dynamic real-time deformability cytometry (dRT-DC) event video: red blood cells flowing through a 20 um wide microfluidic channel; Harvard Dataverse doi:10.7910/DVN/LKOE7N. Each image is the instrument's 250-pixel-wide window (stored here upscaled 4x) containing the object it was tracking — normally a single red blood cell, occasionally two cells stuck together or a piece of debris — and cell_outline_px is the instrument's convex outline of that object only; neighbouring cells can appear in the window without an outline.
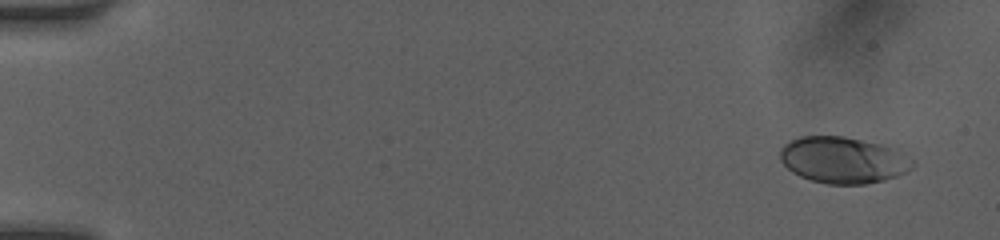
{"species": "human", "species_latin": "Homo sapiens", "temperature_condition": "room temperature", "stored_images_in_passage": 7, "camera_frame_rate_fps": 3000, "um_per_image_px": 0.085, "donor": {"sex": "female"}, "frame": {"image": 1, "passage_image": 1, "time_ms": 0.0, "image_size_px": [1000, 240], "cell_outline_px": [[916, 164], [904, 172], [896, 176], [884, 180], [864, 184], [828, 184], [812, 180], [800, 176], [792, 172], [780, 160], [780, 148], [784, 144], [800, 136], [844, 136], [880, 144], [892, 148], [912, 160]], "centroid_in_image_um": [71.62, 13.6], "position_along_channel_um": 13.4, "area_um2": 35.49}}
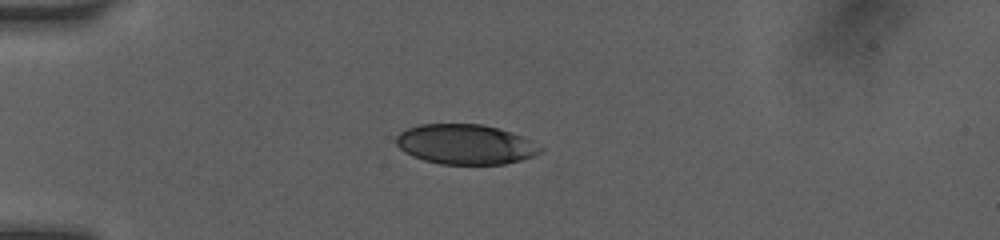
{"frame": {"image": 2, "passage_image": 5, "time_ms": 3.667, "image_size_px": [1000, 240], "cell_outline_px": [[544, 148], [540, 152], [532, 156], [520, 160], [504, 164], [440, 164], [424, 160], [412, 156], [404, 152], [396, 144], [396, 136], [400, 132], [408, 128], [420, 124], [480, 124], [500, 128], [512, 132], [532, 140]], "centroid_in_image_um": [39.57, 12.26], "position_along_channel_um": 45.4, "area_um2": 33.7}}
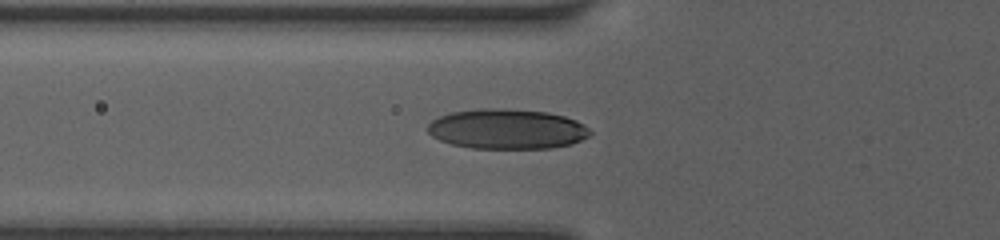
{"frame": {"image": 3, "passage_image": 7, "time_ms": 5.333, "image_size_px": [1000, 240], "cell_outline_px": [[592, 132], [588, 136], [572, 144], [552, 148], [472, 148], [452, 144], [440, 140], [432, 136], [428, 132], [428, 124], [432, 120], [440, 116], [452, 112], [480, 108], [504, 108], [548, 112], [564, 116], [576, 120], [584, 124]], "centroid_in_image_um": [43.11, 10.96], "position_along_channel_um": 82.7, "area_um2": 37.92}}